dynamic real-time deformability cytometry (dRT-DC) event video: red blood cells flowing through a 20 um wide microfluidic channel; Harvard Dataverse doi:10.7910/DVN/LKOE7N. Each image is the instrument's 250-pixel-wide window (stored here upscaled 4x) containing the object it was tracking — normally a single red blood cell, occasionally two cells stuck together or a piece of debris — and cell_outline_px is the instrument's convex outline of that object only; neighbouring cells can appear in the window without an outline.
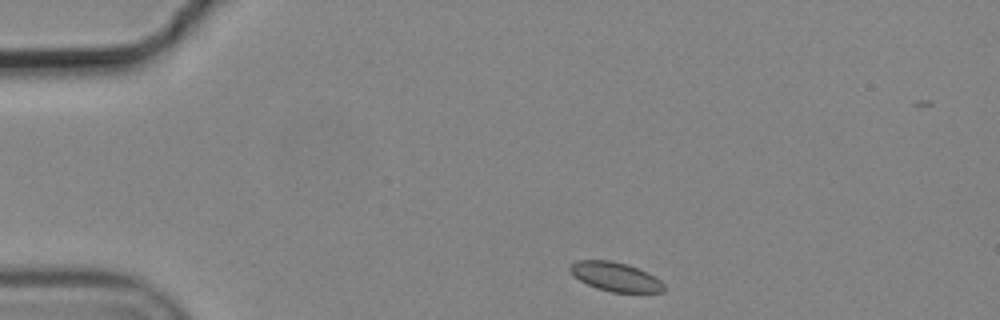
{"species": "common noctule bat (a hibernating species)", "species_latin": "Nyctalus noctula", "temperature_condition": "cold", "stored_images_in_passage": 2, "camera_frame_rate_fps": 3000, "um_per_image_px": 0.085, "animal": {"sex": "male", "body_mass_g": 19.2, "forearm_length_mm": 51.8}, "frame": {"image": 1, "passage_image": 2, "time_ms": 0.333, "image_size_px": [1000, 320], "cell_outline_px": [[664, 292], [612, 292], [596, 288], [580, 280], [568, 268], [576, 260], [612, 260], [636, 268], [660, 280], [664, 284]], "centroid_in_image_um": [52.29, 23.52], "position_along_channel_um": 32.7, "area_um2": 15.49}}